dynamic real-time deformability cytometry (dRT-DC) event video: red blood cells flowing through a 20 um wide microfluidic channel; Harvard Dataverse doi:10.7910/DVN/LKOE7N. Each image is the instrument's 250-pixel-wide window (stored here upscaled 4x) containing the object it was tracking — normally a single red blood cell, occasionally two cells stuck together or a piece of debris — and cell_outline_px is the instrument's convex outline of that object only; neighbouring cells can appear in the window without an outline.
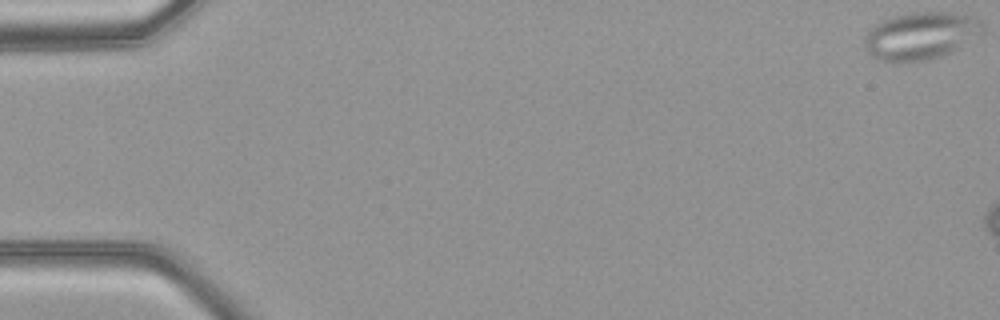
{"species": "common noctule bat (a hibernating species)", "species_latin": "Nyctalus noctula", "temperature_condition": "warm", "stored_images_in_passage": 13, "camera_frame_rate_fps": 3000, "um_per_image_px": 0.085, "animal": {"sex": "female", "body_mass_g": 21.9}, "frame": {"image": 1, "passage_image": 1, "time_ms": 0.0, "image_size_px": [1000, 320], "cell_outline_px": [[984, 32], [956, 48], [940, 56], [928, 60], [896, 64], [872, 56], [864, 48], [864, 36], [876, 24], [892, 16], [916, 12], [944, 12], [984, 20]], "centroid_in_image_um": [78.23, 3.06], "position_along_channel_um": 6.8, "area_um2": 32.48}}